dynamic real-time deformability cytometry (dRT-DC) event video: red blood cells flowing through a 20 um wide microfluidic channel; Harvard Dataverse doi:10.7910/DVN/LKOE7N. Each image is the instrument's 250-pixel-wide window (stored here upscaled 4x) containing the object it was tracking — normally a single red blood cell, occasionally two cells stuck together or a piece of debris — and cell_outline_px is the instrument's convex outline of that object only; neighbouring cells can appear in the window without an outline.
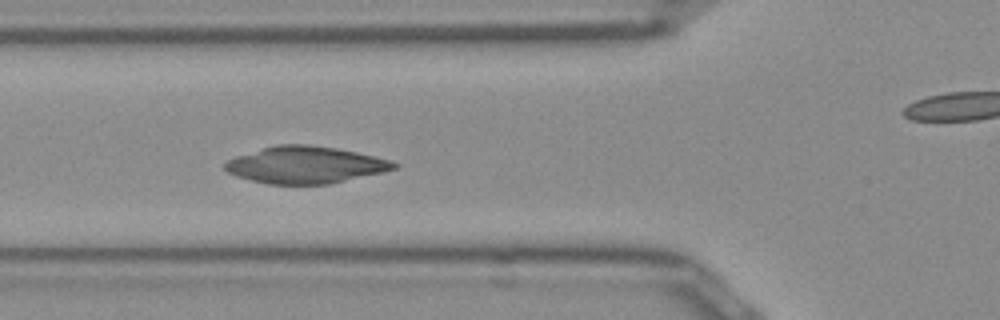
{"species": "Egyptian fruit bat (a non-hibernating species)", "species_latin": "Rousettus aegyptiacus", "temperature_condition": "room temperature", "stored_images_in_passage": 38, "camera_frame_rate_fps": 3000, "um_per_image_px": 0.085, "frame": {"image": 1, "passage_image": 12, "time_ms": 3.667, "image_size_px": [1000, 320], "cell_outline_px": [[400, 164], [396, 168], [384, 172], [328, 184], [268, 184], [236, 176], [228, 172], [224, 168], [224, 164], [228, 160], [236, 156], [276, 144], [308, 144], [336, 148], [356, 152], [392, 160]], "centroid_in_image_um": [25.97, 14.01], "position_along_channel_um": 99.8, "area_um2": 36.3}}
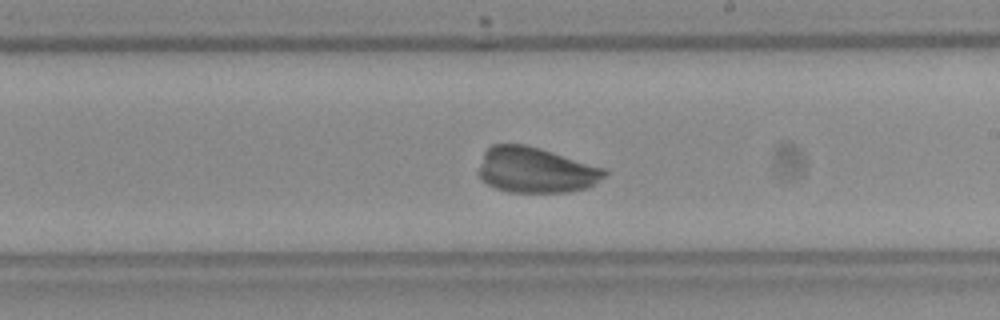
{"frame": {"image": 2, "passage_image": 23, "time_ms": 7.333, "image_size_px": [1000, 320], "cell_outline_px": [[608, 172], [604, 176], [588, 188], [568, 192], [508, 192], [496, 188], [480, 180], [476, 172], [484, 152], [492, 144], [524, 144], [540, 148], [608, 168]], "centroid_in_image_um": [45.53, 14.45], "position_along_channel_um": 243.5, "area_um2": 33.87}}
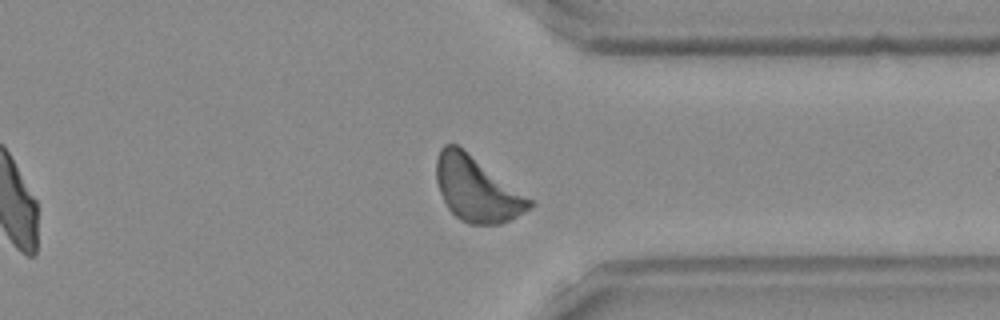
{"frame": {"image": 3, "passage_image": 33, "time_ms": 10.667, "image_size_px": [1000, 320], "cell_outline_px": [[536, 204], [532, 208], [500, 224], [468, 224], [460, 220], [448, 208], [440, 192], [436, 180], [436, 160], [440, 148], [444, 144], [456, 144], [532, 200]], "centroid_in_image_um": [40.5, 16.09], "position_along_channel_um": 370.9, "area_um2": 34.56}}